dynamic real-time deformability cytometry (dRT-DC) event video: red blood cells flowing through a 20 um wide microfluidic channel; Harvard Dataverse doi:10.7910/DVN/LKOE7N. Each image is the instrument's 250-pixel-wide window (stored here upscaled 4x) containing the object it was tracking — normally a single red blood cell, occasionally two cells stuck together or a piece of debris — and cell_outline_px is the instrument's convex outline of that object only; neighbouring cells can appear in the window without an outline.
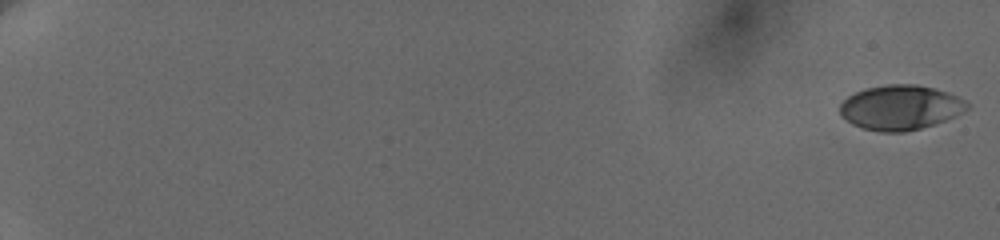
{"species": "human", "species_latin": "Homo sapiens", "temperature_condition": "cold", "stored_images_in_passage": 92, "camera_frame_rate_fps": 3000, "um_per_image_px": 0.085, "donor": {"sex": "female"}, "frame": {"image": 1, "passage_image": 1, "time_ms": 0.0, "image_size_px": [1000, 240], "cell_outline_px": [[968, 108], [944, 120], [920, 128], [904, 132], [884, 132], [864, 128], [852, 124], [840, 112], [840, 104], [848, 96], [856, 92], [868, 88], [888, 84], [916, 84], [932, 88], [956, 96], [964, 100], [968, 104]], "centroid_in_image_um": [76.5, 9.13], "position_along_channel_um": 8.5, "area_um2": 32.37}}
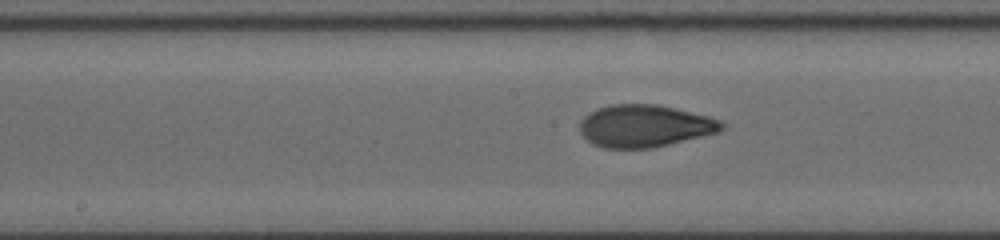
{"frame": {"image": 2, "passage_image": 50, "time_ms": 11.333, "image_size_px": [1000, 240], "cell_outline_px": [[724, 128], [720, 132], [652, 148], [604, 148], [592, 144], [580, 132], [580, 120], [584, 116], [600, 108], [612, 104], [656, 104], [676, 108], [708, 116], [720, 120], [724, 124]], "centroid_in_image_um": [54.81, 10.71], "position_along_channel_um": 193.4, "area_um2": 34.91}}
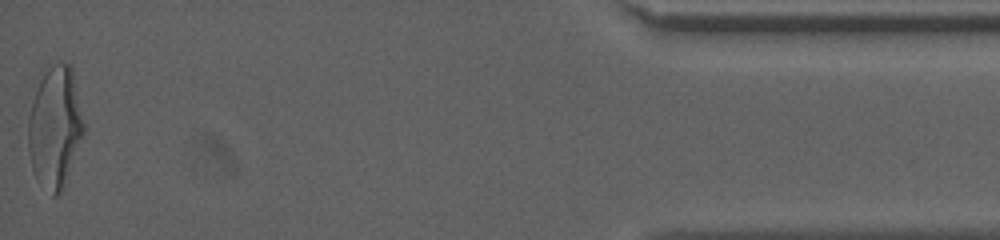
{"frame": {"image": 3, "passage_image": 91, "time_ms": 19.667, "image_size_px": [1000, 240], "cell_outline_px": [[84, 132], [60, 192], [56, 196], [52, 196], [36, 176], [32, 168], [28, 148], [28, 92], [44, 64], [60, 60], [72, 64], [84, 124]], "centroid_in_image_um": [4.6, 10.55], "position_along_channel_um": 430.6, "area_um2": 40.69}, "authors_computed_cell_mechanics": {"area_um2": 34.4777, "velocity_mm_per_s": 3.6696, "shape_relaxation_time_tau1_ms": 3.8812, "shape_relaxation_time_tau2_ms": 1.2423, "deformation_change_tau1": 0.1719, "deformation_change_tau2": 0.0679}}